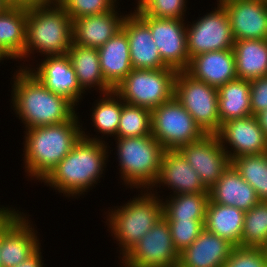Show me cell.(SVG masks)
I'll list each match as a JSON object with an SVG mask.
<instances>
[{
    "label": "cell",
    "instance_id": "obj_1",
    "mask_svg": "<svg viewBox=\"0 0 267 267\" xmlns=\"http://www.w3.org/2000/svg\"><path fill=\"white\" fill-rule=\"evenodd\" d=\"M108 144L81 137L41 182L60 195L63 193L65 198H80L101 182L100 178L105 174L108 158L113 151L109 152L111 147Z\"/></svg>",
    "mask_w": 267,
    "mask_h": 267
},
{
    "label": "cell",
    "instance_id": "obj_2",
    "mask_svg": "<svg viewBox=\"0 0 267 267\" xmlns=\"http://www.w3.org/2000/svg\"><path fill=\"white\" fill-rule=\"evenodd\" d=\"M12 75L10 106L25 130L67 122L79 114L78 107L47 89L28 70L17 68Z\"/></svg>",
    "mask_w": 267,
    "mask_h": 267
},
{
    "label": "cell",
    "instance_id": "obj_3",
    "mask_svg": "<svg viewBox=\"0 0 267 267\" xmlns=\"http://www.w3.org/2000/svg\"><path fill=\"white\" fill-rule=\"evenodd\" d=\"M77 114L67 122L26 129L23 161L27 180L41 182L82 137Z\"/></svg>",
    "mask_w": 267,
    "mask_h": 267
},
{
    "label": "cell",
    "instance_id": "obj_4",
    "mask_svg": "<svg viewBox=\"0 0 267 267\" xmlns=\"http://www.w3.org/2000/svg\"><path fill=\"white\" fill-rule=\"evenodd\" d=\"M138 196L130 197L123 205L109 207L106 211L107 231L117 242L119 260L163 217V204L159 192L136 190ZM140 193V194H139ZM111 208V209H110Z\"/></svg>",
    "mask_w": 267,
    "mask_h": 267
},
{
    "label": "cell",
    "instance_id": "obj_5",
    "mask_svg": "<svg viewBox=\"0 0 267 267\" xmlns=\"http://www.w3.org/2000/svg\"><path fill=\"white\" fill-rule=\"evenodd\" d=\"M72 43L71 17L55 1L27 7L24 62L35 61L36 53L37 57L67 55Z\"/></svg>",
    "mask_w": 267,
    "mask_h": 267
},
{
    "label": "cell",
    "instance_id": "obj_6",
    "mask_svg": "<svg viewBox=\"0 0 267 267\" xmlns=\"http://www.w3.org/2000/svg\"><path fill=\"white\" fill-rule=\"evenodd\" d=\"M115 149L120 178L126 189L150 190L160 173L165 149L151 135L141 137H117Z\"/></svg>",
    "mask_w": 267,
    "mask_h": 267
},
{
    "label": "cell",
    "instance_id": "obj_7",
    "mask_svg": "<svg viewBox=\"0 0 267 267\" xmlns=\"http://www.w3.org/2000/svg\"><path fill=\"white\" fill-rule=\"evenodd\" d=\"M177 72L170 67L132 69L114 91L129 105L153 110L174 97Z\"/></svg>",
    "mask_w": 267,
    "mask_h": 267
},
{
    "label": "cell",
    "instance_id": "obj_8",
    "mask_svg": "<svg viewBox=\"0 0 267 267\" xmlns=\"http://www.w3.org/2000/svg\"><path fill=\"white\" fill-rule=\"evenodd\" d=\"M174 96L205 134H216L220 127L218 89L197 80L185 70L175 78Z\"/></svg>",
    "mask_w": 267,
    "mask_h": 267
},
{
    "label": "cell",
    "instance_id": "obj_9",
    "mask_svg": "<svg viewBox=\"0 0 267 267\" xmlns=\"http://www.w3.org/2000/svg\"><path fill=\"white\" fill-rule=\"evenodd\" d=\"M151 134L165 150H179L205 133L174 96L151 110Z\"/></svg>",
    "mask_w": 267,
    "mask_h": 267
},
{
    "label": "cell",
    "instance_id": "obj_10",
    "mask_svg": "<svg viewBox=\"0 0 267 267\" xmlns=\"http://www.w3.org/2000/svg\"><path fill=\"white\" fill-rule=\"evenodd\" d=\"M209 13L186 23L187 50L190 59L198 54L233 49L234 38L225 8L218 2ZM190 23V24H189Z\"/></svg>",
    "mask_w": 267,
    "mask_h": 267
},
{
    "label": "cell",
    "instance_id": "obj_11",
    "mask_svg": "<svg viewBox=\"0 0 267 267\" xmlns=\"http://www.w3.org/2000/svg\"><path fill=\"white\" fill-rule=\"evenodd\" d=\"M179 252L174 247L169 224L162 217L120 260L121 267H177Z\"/></svg>",
    "mask_w": 267,
    "mask_h": 267
},
{
    "label": "cell",
    "instance_id": "obj_12",
    "mask_svg": "<svg viewBox=\"0 0 267 267\" xmlns=\"http://www.w3.org/2000/svg\"><path fill=\"white\" fill-rule=\"evenodd\" d=\"M133 12L149 27L162 61L177 71L186 70L190 62L187 50V22L182 19L147 16L137 7Z\"/></svg>",
    "mask_w": 267,
    "mask_h": 267
},
{
    "label": "cell",
    "instance_id": "obj_13",
    "mask_svg": "<svg viewBox=\"0 0 267 267\" xmlns=\"http://www.w3.org/2000/svg\"><path fill=\"white\" fill-rule=\"evenodd\" d=\"M25 63L21 68L28 70L47 89L61 95L72 102L75 106L83 101L84 91L78 82L74 68L68 55H57L43 57L36 66L34 63ZM33 64V65H32ZM33 67V68H32Z\"/></svg>",
    "mask_w": 267,
    "mask_h": 267
},
{
    "label": "cell",
    "instance_id": "obj_14",
    "mask_svg": "<svg viewBox=\"0 0 267 267\" xmlns=\"http://www.w3.org/2000/svg\"><path fill=\"white\" fill-rule=\"evenodd\" d=\"M179 151L207 189H210L232 164L217 134H204L199 140L182 146Z\"/></svg>",
    "mask_w": 267,
    "mask_h": 267
},
{
    "label": "cell",
    "instance_id": "obj_15",
    "mask_svg": "<svg viewBox=\"0 0 267 267\" xmlns=\"http://www.w3.org/2000/svg\"><path fill=\"white\" fill-rule=\"evenodd\" d=\"M216 134L231 161L267 152V136L254 115L231 119L221 124Z\"/></svg>",
    "mask_w": 267,
    "mask_h": 267
},
{
    "label": "cell",
    "instance_id": "obj_16",
    "mask_svg": "<svg viewBox=\"0 0 267 267\" xmlns=\"http://www.w3.org/2000/svg\"><path fill=\"white\" fill-rule=\"evenodd\" d=\"M29 214L21 212L0 234L2 267H15L31 256L40 246L36 228Z\"/></svg>",
    "mask_w": 267,
    "mask_h": 267
},
{
    "label": "cell",
    "instance_id": "obj_17",
    "mask_svg": "<svg viewBox=\"0 0 267 267\" xmlns=\"http://www.w3.org/2000/svg\"><path fill=\"white\" fill-rule=\"evenodd\" d=\"M226 10L236 40L267 39L266 0H217Z\"/></svg>",
    "mask_w": 267,
    "mask_h": 267
},
{
    "label": "cell",
    "instance_id": "obj_18",
    "mask_svg": "<svg viewBox=\"0 0 267 267\" xmlns=\"http://www.w3.org/2000/svg\"><path fill=\"white\" fill-rule=\"evenodd\" d=\"M161 186L172 190L170 195L209 193L197 172L179 150L164 151L159 176L150 190L156 192V188L162 189Z\"/></svg>",
    "mask_w": 267,
    "mask_h": 267
},
{
    "label": "cell",
    "instance_id": "obj_19",
    "mask_svg": "<svg viewBox=\"0 0 267 267\" xmlns=\"http://www.w3.org/2000/svg\"><path fill=\"white\" fill-rule=\"evenodd\" d=\"M121 29L128 38L133 69H162L168 67L162 61L149 27L133 11L127 13Z\"/></svg>",
    "mask_w": 267,
    "mask_h": 267
},
{
    "label": "cell",
    "instance_id": "obj_20",
    "mask_svg": "<svg viewBox=\"0 0 267 267\" xmlns=\"http://www.w3.org/2000/svg\"><path fill=\"white\" fill-rule=\"evenodd\" d=\"M119 4L103 14L84 16L72 21L73 43L98 49L121 30L127 14L121 13ZM120 12V14H119Z\"/></svg>",
    "mask_w": 267,
    "mask_h": 267
},
{
    "label": "cell",
    "instance_id": "obj_21",
    "mask_svg": "<svg viewBox=\"0 0 267 267\" xmlns=\"http://www.w3.org/2000/svg\"><path fill=\"white\" fill-rule=\"evenodd\" d=\"M234 245L205 228L179 253L178 267H223Z\"/></svg>",
    "mask_w": 267,
    "mask_h": 267
},
{
    "label": "cell",
    "instance_id": "obj_22",
    "mask_svg": "<svg viewBox=\"0 0 267 267\" xmlns=\"http://www.w3.org/2000/svg\"><path fill=\"white\" fill-rule=\"evenodd\" d=\"M185 71L193 78L218 89L237 78L233 49L198 54L190 59Z\"/></svg>",
    "mask_w": 267,
    "mask_h": 267
},
{
    "label": "cell",
    "instance_id": "obj_23",
    "mask_svg": "<svg viewBox=\"0 0 267 267\" xmlns=\"http://www.w3.org/2000/svg\"><path fill=\"white\" fill-rule=\"evenodd\" d=\"M208 192L209 200L213 203L234 206L244 212L260 201L253 187L241 177L232 164Z\"/></svg>",
    "mask_w": 267,
    "mask_h": 267
},
{
    "label": "cell",
    "instance_id": "obj_24",
    "mask_svg": "<svg viewBox=\"0 0 267 267\" xmlns=\"http://www.w3.org/2000/svg\"><path fill=\"white\" fill-rule=\"evenodd\" d=\"M26 22V6L12 5L0 15V53L7 60L23 61L17 68L25 64Z\"/></svg>",
    "mask_w": 267,
    "mask_h": 267
},
{
    "label": "cell",
    "instance_id": "obj_25",
    "mask_svg": "<svg viewBox=\"0 0 267 267\" xmlns=\"http://www.w3.org/2000/svg\"><path fill=\"white\" fill-rule=\"evenodd\" d=\"M97 50L103 77L114 89L133 69L126 33L121 29Z\"/></svg>",
    "mask_w": 267,
    "mask_h": 267
},
{
    "label": "cell",
    "instance_id": "obj_26",
    "mask_svg": "<svg viewBox=\"0 0 267 267\" xmlns=\"http://www.w3.org/2000/svg\"><path fill=\"white\" fill-rule=\"evenodd\" d=\"M99 97L97 100H95L96 103L93 102L94 106L91 107L92 112L90 115L92 118L91 124L93 123L92 126L94 127V131H97L98 133L96 132L97 135L93 136L90 135V133L85 132L84 130L87 129L85 127L83 128L82 122V137L91 141L105 140L107 143V139L109 137L117 138L122 106L125 104V102L114 90L103 94L100 93ZM99 133L102 136H99ZM104 136L107 137V139ZM103 138L104 140H102Z\"/></svg>",
    "mask_w": 267,
    "mask_h": 267
},
{
    "label": "cell",
    "instance_id": "obj_27",
    "mask_svg": "<svg viewBox=\"0 0 267 267\" xmlns=\"http://www.w3.org/2000/svg\"><path fill=\"white\" fill-rule=\"evenodd\" d=\"M67 55L79 85L84 91L86 90V93L92 89L101 94L114 90L103 77L97 49L72 43Z\"/></svg>",
    "mask_w": 267,
    "mask_h": 267
},
{
    "label": "cell",
    "instance_id": "obj_28",
    "mask_svg": "<svg viewBox=\"0 0 267 267\" xmlns=\"http://www.w3.org/2000/svg\"><path fill=\"white\" fill-rule=\"evenodd\" d=\"M245 212L234 206L216 204L208 200L204 227L207 231L241 246Z\"/></svg>",
    "mask_w": 267,
    "mask_h": 267
},
{
    "label": "cell",
    "instance_id": "obj_29",
    "mask_svg": "<svg viewBox=\"0 0 267 267\" xmlns=\"http://www.w3.org/2000/svg\"><path fill=\"white\" fill-rule=\"evenodd\" d=\"M237 78L253 80L267 76V39L234 41Z\"/></svg>",
    "mask_w": 267,
    "mask_h": 267
},
{
    "label": "cell",
    "instance_id": "obj_30",
    "mask_svg": "<svg viewBox=\"0 0 267 267\" xmlns=\"http://www.w3.org/2000/svg\"><path fill=\"white\" fill-rule=\"evenodd\" d=\"M218 108L220 124L252 115L250 81L236 78L219 87Z\"/></svg>",
    "mask_w": 267,
    "mask_h": 267
},
{
    "label": "cell",
    "instance_id": "obj_31",
    "mask_svg": "<svg viewBox=\"0 0 267 267\" xmlns=\"http://www.w3.org/2000/svg\"><path fill=\"white\" fill-rule=\"evenodd\" d=\"M169 197V198H168ZM209 193H185L162 198L166 220H205Z\"/></svg>",
    "mask_w": 267,
    "mask_h": 267
},
{
    "label": "cell",
    "instance_id": "obj_32",
    "mask_svg": "<svg viewBox=\"0 0 267 267\" xmlns=\"http://www.w3.org/2000/svg\"><path fill=\"white\" fill-rule=\"evenodd\" d=\"M232 165L255 190L260 201H267V152L239 156Z\"/></svg>",
    "mask_w": 267,
    "mask_h": 267
},
{
    "label": "cell",
    "instance_id": "obj_33",
    "mask_svg": "<svg viewBox=\"0 0 267 267\" xmlns=\"http://www.w3.org/2000/svg\"><path fill=\"white\" fill-rule=\"evenodd\" d=\"M267 245V201H259L245 212L242 247L264 248Z\"/></svg>",
    "mask_w": 267,
    "mask_h": 267
},
{
    "label": "cell",
    "instance_id": "obj_34",
    "mask_svg": "<svg viewBox=\"0 0 267 267\" xmlns=\"http://www.w3.org/2000/svg\"><path fill=\"white\" fill-rule=\"evenodd\" d=\"M151 135V110L145 107L122 106L117 137H141Z\"/></svg>",
    "mask_w": 267,
    "mask_h": 267
},
{
    "label": "cell",
    "instance_id": "obj_35",
    "mask_svg": "<svg viewBox=\"0 0 267 267\" xmlns=\"http://www.w3.org/2000/svg\"><path fill=\"white\" fill-rule=\"evenodd\" d=\"M143 14L154 18L186 19L188 0H135Z\"/></svg>",
    "mask_w": 267,
    "mask_h": 267
},
{
    "label": "cell",
    "instance_id": "obj_36",
    "mask_svg": "<svg viewBox=\"0 0 267 267\" xmlns=\"http://www.w3.org/2000/svg\"><path fill=\"white\" fill-rule=\"evenodd\" d=\"M119 0H55L71 20L112 11Z\"/></svg>",
    "mask_w": 267,
    "mask_h": 267
},
{
    "label": "cell",
    "instance_id": "obj_37",
    "mask_svg": "<svg viewBox=\"0 0 267 267\" xmlns=\"http://www.w3.org/2000/svg\"><path fill=\"white\" fill-rule=\"evenodd\" d=\"M167 222L174 247L179 253L190 246L205 228V220H167Z\"/></svg>",
    "mask_w": 267,
    "mask_h": 267
},
{
    "label": "cell",
    "instance_id": "obj_38",
    "mask_svg": "<svg viewBox=\"0 0 267 267\" xmlns=\"http://www.w3.org/2000/svg\"><path fill=\"white\" fill-rule=\"evenodd\" d=\"M223 267H267L263 248L234 247Z\"/></svg>",
    "mask_w": 267,
    "mask_h": 267
},
{
    "label": "cell",
    "instance_id": "obj_39",
    "mask_svg": "<svg viewBox=\"0 0 267 267\" xmlns=\"http://www.w3.org/2000/svg\"><path fill=\"white\" fill-rule=\"evenodd\" d=\"M250 106L254 116L267 109V76L250 81Z\"/></svg>",
    "mask_w": 267,
    "mask_h": 267
},
{
    "label": "cell",
    "instance_id": "obj_40",
    "mask_svg": "<svg viewBox=\"0 0 267 267\" xmlns=\"http://www.w3.org/2000/svg\"><path fill=\"white\" fill-rule=\"evenodd\" d=\"M2 206V207H1ZM20 209L0 205V234L22 212Z\"/></svg>",
    "mask_w": 267,
    "mask_h": 267
},
{
    "label": "cell",
    "instance_id": "obj_41",
    "mask_svg": "<svg viewBox=\"0 0 267 267\" xmlns=\"http://www.w3.org/2000/svg\"><path fill=\"white\" fill-rule=\"evenodd\" d=\"M41 247L42 246H40L31 256L15 267H45L44 265L46 264H44V261L42 260L44 257L42 256Z\"/></svg>",
    "mask_w": 267,
    "mask_h": 267
},
{
    "label": "cell",
    "instance_id": "obj_42",
    "mask_svg": "<svg viewBox=\"0 0 267 267\" xmlns=\"http://www.w3.org/2000/svg\"><path fill=\"white\" fill-rule=\"evenodd\" d=\"M55 0H10L12 5L19 6H34V5H42L54 2Z\"/></svg>",
    "mask_w": 267,
    "mask_h": 267
},
{
    "label": "cell",
    "instance_id": "obj_43",
    "mask_svg": "<svg viewBox=\"0 0 267 267\" xmlns=\"http://www.w3.org/2000/svg\"><path fill=\"white\" fill-rule=\"evenodd\" d=\"M256 117L258 119L259 125L262 127L267 136V109L258 113Z\"/></svg>",
    "mask_w": 267,
    "mask_h": 267
},
{
    "label": "cell",
    "instance_id": "obj_44",
    "mask_svg": "<svg viewBox=\"0 0 267 267\" xmlns=\"http://www.w3.org/2000/svg\"><path fill=\"white\" fill-rule=\"evenodd\" d=\"M12 6L10 0H0V15Z\"/></svg>",
    "mask_w": 267,
    "mask_h": 267
},
{
    "label": "cell",
    "instance_id": "obj_45",
    "mask_svg": "<svg viewBox=\"0 0 267 267\" xmlns=\"http://www.w3.org/2000/svg\"><path fill=\"white\" fill-rule=\"evenodd\" d=\"M3 60H7V59L0 53V63H1V61H3Z\"/></svg>",
    "mask_w": 267,
    "mask_h": 267
},
{
    "label": "cell",
    "instance_id": "obj_46",
    "mask_svg": "<svg viewBox=\"0 0 267 267\" xmlns=\"http://www.w3.org/2000/svg\"><path fill=\"white\" fill-rule=\"evenodd\" d=\"M263 250H264L266 258H267V245L263 248Z\"/></svg>",
    "mask_w": 267,
    "mask_h": 267
}]
</instances>
